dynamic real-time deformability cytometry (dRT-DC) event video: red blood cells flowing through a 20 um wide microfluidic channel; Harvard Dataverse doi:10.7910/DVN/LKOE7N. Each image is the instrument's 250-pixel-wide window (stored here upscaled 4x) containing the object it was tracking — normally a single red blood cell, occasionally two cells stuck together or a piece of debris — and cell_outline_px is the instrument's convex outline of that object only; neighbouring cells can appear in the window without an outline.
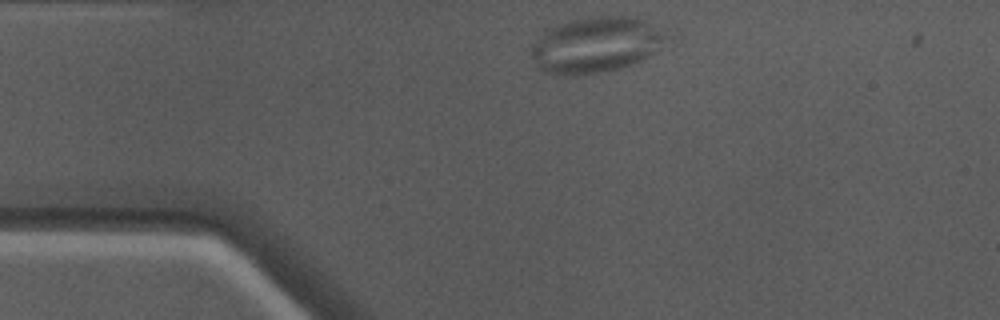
{"species": "Egyptian fruit bat (a non-hibernating species)", "species_latin": "Rousettus aegyptiacus", "temperature_condition": "warm", "stored_images_in_passage": 41, "camera_frame_rate_fps": 3000, "um_per_image_px": 0.085, "animal": {"sex": "male"}, "frame": {"image": 1, "passage_image": 1, "time_ms": 0.0, "image_size_px": [1000, 320], "cell_outline_px": [[680, 40], [676, 44], [640, 60], [620, 68], [604, 72], [560, 76], [540, 72], [532, 56], [528, 44], [548, 28], [556, 24], [568, 20], [592, 16], [636, 16], [680, 36]], "centroid_in_image_um": [50.82, 3.78], "position_along_channel_um": 34.2, "area_um2": 46.36}}